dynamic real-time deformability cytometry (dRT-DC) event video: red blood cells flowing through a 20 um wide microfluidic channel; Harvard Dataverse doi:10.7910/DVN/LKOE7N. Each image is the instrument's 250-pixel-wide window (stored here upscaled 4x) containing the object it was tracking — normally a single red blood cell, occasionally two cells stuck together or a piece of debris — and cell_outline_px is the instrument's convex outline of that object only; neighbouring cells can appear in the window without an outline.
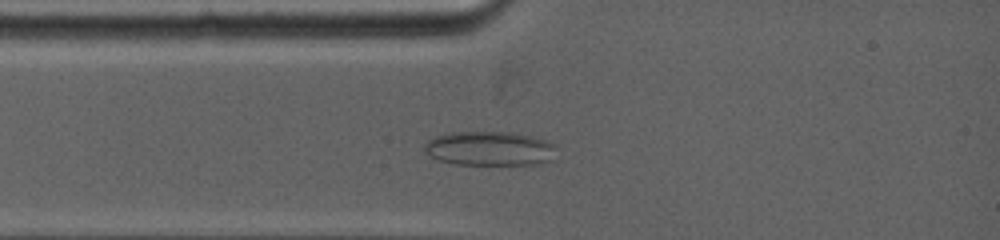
{"species": "common noctule bat (a hibernating species)", "species_latin": "Nyctalus noctula", "temperature_condition": "warm", "stored_images_in_passage": 4, "camera_frame_rate_fps": 5000, "um_per_image_px": 0.085, "animal": {"sex": "female", "body_mass_g": 19.0, "forearm_length_mm": 53.3}, "frame": {"image": 1, "passage_image": 3, "time_ms": 1.6, "image_size_px": [1000, 240], "cell_outline_px": [[556, 144], [552, 160], [536, 164], [452, 164], [436, 160], [424, 152], [424, 144], [428, 140], [444, 132], [508, 132], [532, 136]], "centroid_in_image_um": [41.56, 12.62], "position_along_channel_um": 43.4, "area_um2": 26.53}}